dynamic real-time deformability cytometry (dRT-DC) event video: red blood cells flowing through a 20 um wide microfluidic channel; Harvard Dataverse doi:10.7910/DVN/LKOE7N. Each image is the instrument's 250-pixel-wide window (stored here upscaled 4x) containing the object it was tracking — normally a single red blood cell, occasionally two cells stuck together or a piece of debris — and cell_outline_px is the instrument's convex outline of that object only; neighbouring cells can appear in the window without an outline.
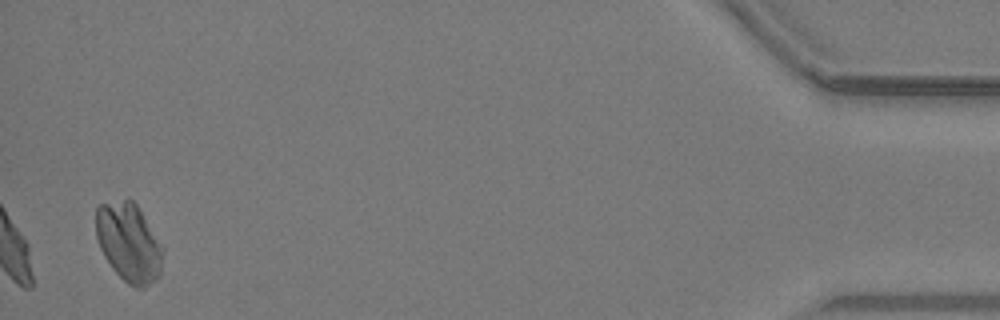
{"species": "common noctule bat (a hibernating species)", "species_latin": "Nyctalus noctula", "temperature_condition": "warm", "stored_images_in_passage": 34, "camera_frame_rate_fps": 3000, "um_per_image_px": 0.085, "animal": {"sex": "male", "body_mass_g": 19.2, "forearm_length_mm": 51.8}, "frame": {"image": 1, "passage_image": 33, "time_ms": 10.667, "image_size_px": [1000, 320], "cell_outline_px": [[164, 248], [160, 276], [156, 280], [144, 288], [136, 288], [128, 284], [112, 268], [104, 256], [100, 248], [96, 236], [96, 208], [100, 204], [124, 200], [132, 200], [136, 204]], "centroid_in_image_um": [10.96, 20.65], "position_along_channel_um": 424.2, "area_um2": 30.63}}